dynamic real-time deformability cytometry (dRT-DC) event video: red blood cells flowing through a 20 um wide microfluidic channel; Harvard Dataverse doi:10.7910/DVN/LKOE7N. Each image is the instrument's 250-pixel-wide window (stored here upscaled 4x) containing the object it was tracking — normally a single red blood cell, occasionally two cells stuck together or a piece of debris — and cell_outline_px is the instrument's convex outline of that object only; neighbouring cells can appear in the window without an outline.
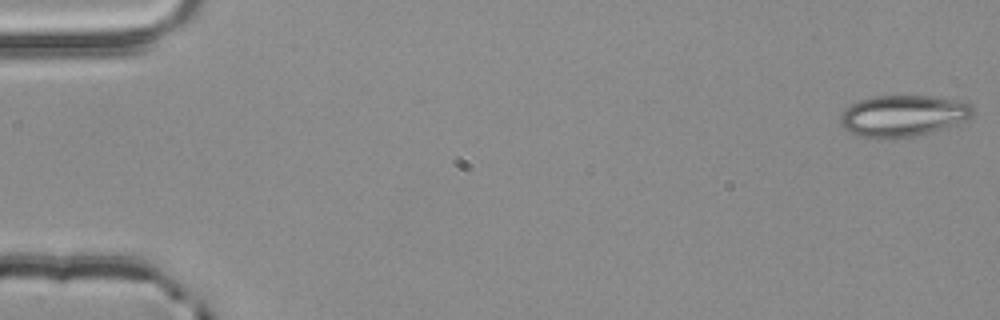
{"species": "common noctule bat (a hibernating species)", "species_latin": "Nyctalus noctula", "temperature_condition": "room temperature", "stored_images_in_passage": 54, "camera_frame_rate_fps": 3000, "um_per_image_px": 0.085, "animal": {"sex": "male", "body_mass_g": 20.4}, "frame": {"image": 1, "passage_image": 1, "time_ms": 0.0, "image_size_px": [1000, 320], "cell_outline_px": [[972, 112], [964, 120], [916, 136], [884, 140], [876, 140], [856, 136], [844, 128], [840, 124], [840, 112], [852, 104], [860, 100], [872, 96], [928, 96], [956, 100], [972, 104]], "centroid_in_image_um": [76.63, 9.86], "position_along_channel_um": 8.4, "area_um2": 31.91}}
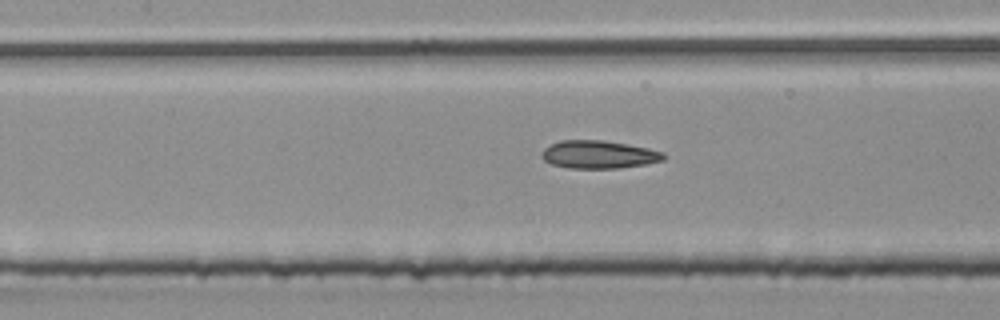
{"frame": {"image": 2, "passage_image": 25, "time_ms": 8.0, "image_size_px": [1000, 320], "cell_outline_px": [[664, 160], [644, 164], [620, 168], [568, 168], [552, 164], [544, 160], [544, 148], [560, 140], [604, 140], [628, 144], [648, 148], [664, 152]], "centroid_in_image_um": [50.92, 13.13], "position_along_channel_um": 156.5, "area_um2": 19.65}}
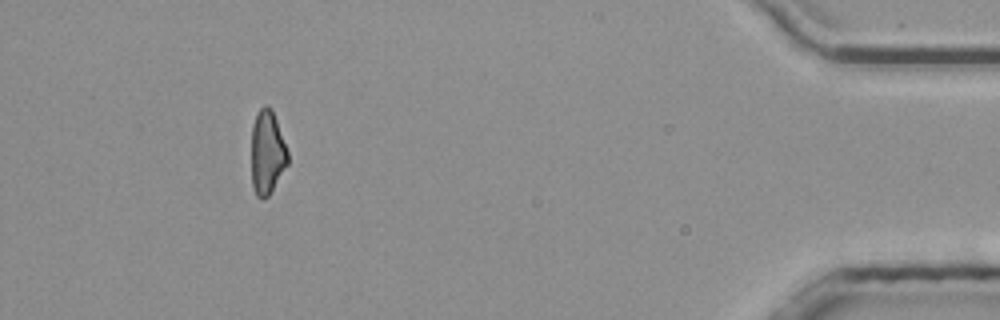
{"frame": {"image": 3, "passage_image": 50, "time_ms": 16.333, "image_size_px": [1000, 320], "cell_outline_px": [[288, 164], [268, 196], [260, 200], [256, 196], [252, 184], [252, 124], [256, 112], [264, 104], [268, 104], [272, 108], [288, 152]], "centroid_in_image_um": [22.7, 12.93], "position_along_channel_um": 412.5, "area_um2": 17.92}, "authors_computed_cell_mechanics": {"area_um2": 19.6231, "velocity_mm_per_s": 3.8611, "shape_relaxation_time_tau1_ms": 9.0505, "shape_relaxation_time_tau2_ms": 2.9379, "deformation_change_tau1": 0.1726, "deformation_change_tau2": 0.1165}}